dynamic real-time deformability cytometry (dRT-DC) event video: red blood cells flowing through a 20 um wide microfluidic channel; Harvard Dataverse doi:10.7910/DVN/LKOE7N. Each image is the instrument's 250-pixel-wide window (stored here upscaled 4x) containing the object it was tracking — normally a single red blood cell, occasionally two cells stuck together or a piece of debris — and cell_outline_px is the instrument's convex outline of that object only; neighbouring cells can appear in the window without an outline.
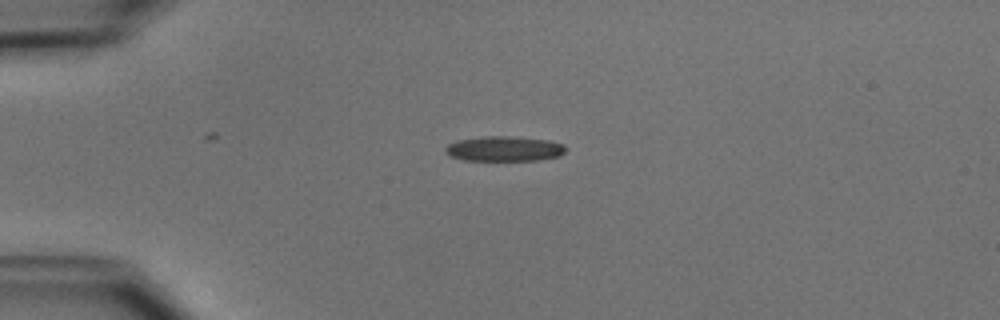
{"species": "common noctule bat (a hibernating species)", "species_latin": "Nyctalus noctula", "temperature_condition": "cold", "stored_images_in_passage": 39, "camera_frame_rate_fps": 3000, "um_per_image_px": 0.085, "animal": {"sex": "male", "body_mass_g": 15.6}, "frame": {"image": 1, "passage_image": 1, "time_ms": 0.0, "image_size_px": [1000, 320], "cell_outline_px": [[568, 148], [560, 156], [536, 160], [464, 160], [448, 156], [444, 152], [444, 148], [448, 144], [456, 140], [484, 136], [508, 136], [548, 140], [564, 144]], "centroid_in_image_um": [42.83, 12.64], "position_along_channel_um": 42.2, "area_um2": 17.69}}
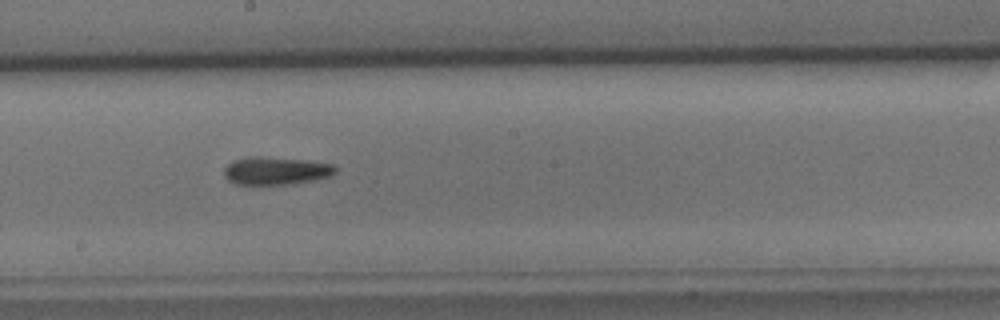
{"frame": {"image": 2, "passage_image": 17, "time_ms": 5.333, "image_size_px": [1000, 320], "cell_outline_px": [[336, 172], [332, 176], [292, 184], [236, 184], [228, 180], [224, 176], [224, 168], [228, 164], [236, 160], [248, 156], [260, 156], [304, 160], [332, 164], [336, 168]], "centroid_in_image_um": [23.44, 14.51], "position_along_channel_um": 224.8, "area_um2": 17.98}}
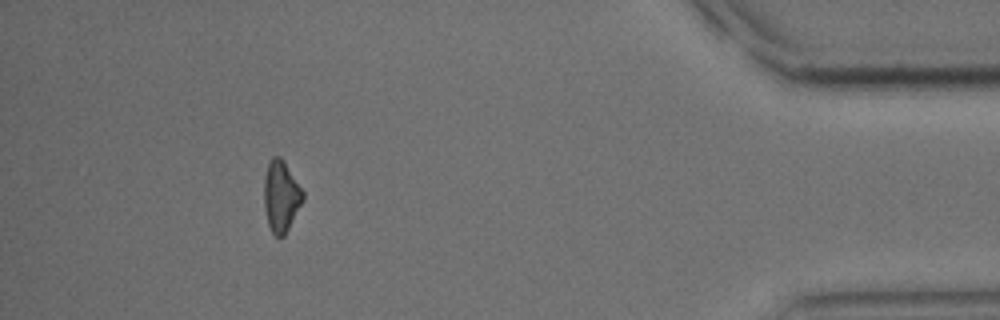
{"frame": {"image": 3, "passage_image": 35, "time_ms": 11.333, "image_size_px": [1000, 320], "cell_outline_px": [[304, 200], [284, 236], [280, 240], [272, 232], [268, 224], [264, 204], [264, 176], [268, 164], [272, 156], [280, 156], [284, 160], [304, 192]], "centroid_in_image_um": [23.89, 16.68], "position_along_channel_um": 411.3, "area_um2": 16.24}}